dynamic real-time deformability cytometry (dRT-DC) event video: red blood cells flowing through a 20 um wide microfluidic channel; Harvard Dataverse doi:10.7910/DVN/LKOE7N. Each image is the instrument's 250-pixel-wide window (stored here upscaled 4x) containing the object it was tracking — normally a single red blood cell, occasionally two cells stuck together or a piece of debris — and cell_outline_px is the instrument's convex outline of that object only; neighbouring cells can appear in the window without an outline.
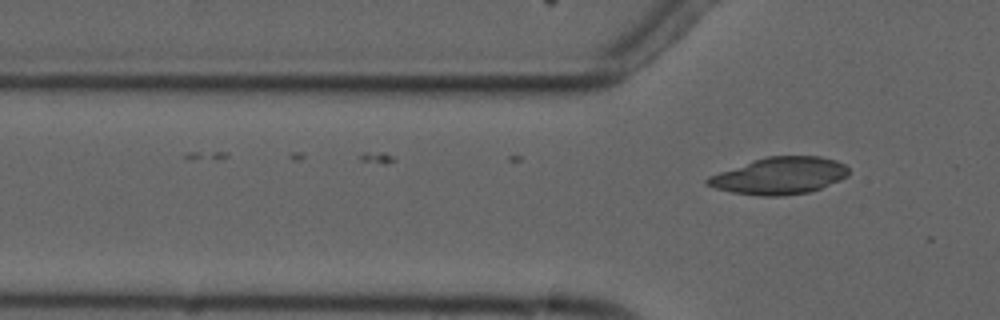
{"species": "common noctule bat (a hibernating species)", "species_latin": "Nyctalus noctula", "temperature_condition": "cold", "stored_images_in_passage": 4, "camera_frame_rate_fps": 3000, "um_per_image_px": 0.085, "animal": {"sex": "male", "forearm_length_mm": 52.5}, "frame": {"image": 1, "passage_image": 4, "time_ms": 3.667, "image_size_px": [1000, 320], "cell_outline_px": [[848, 176], [840, 180], [820, 188], [808, 192], [780, 196], [760, 196], [732, 192], [716, 188], [704, 184], [704, 180], [708, 176], [752, 160], [768, 156], [820, 156], [836, 160], [844, 164], [848, 168]], "centroid_in_image_um": [66.24, 14.93], "position_along_channel_um": 59.6, "area_um2": 30.4}}